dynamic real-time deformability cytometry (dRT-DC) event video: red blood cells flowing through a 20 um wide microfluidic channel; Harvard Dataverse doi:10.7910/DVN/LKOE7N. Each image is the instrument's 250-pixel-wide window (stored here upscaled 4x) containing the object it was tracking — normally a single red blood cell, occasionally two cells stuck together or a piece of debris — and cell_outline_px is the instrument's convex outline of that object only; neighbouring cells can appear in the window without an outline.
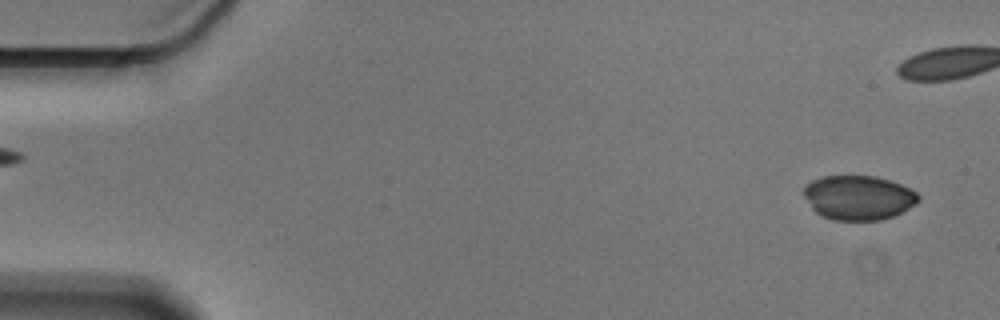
{"species": "Egyptian fruit bat (a non-hibernating species)", "species_latin": "Rousettus aegyptiacus", "temperature_condition": "cold", "stored_images_in_passage": 44, "camera_frame_rate_fps": 3000, "um_per_image_px": 0.085, "animal": {"sex": "male"}, "frame": {"image": 1, "passage_image": 2, "time_ms": 0.333, "image_size_px": [1000, 320], "cell_outline_px": [[920, 200], [916, 204], [892, 216], [880, 220], [832, 220], [820, 216], [812, 208], [804, 196], [804, 188], [812, 180], [824, 176], [876, 176], [900, 184], [916, 192], [920, 196]], "centroid_in_image_um": [72.96, 16.8], "position_along_channel_um": 12.0, "area_um2": 29.54}}
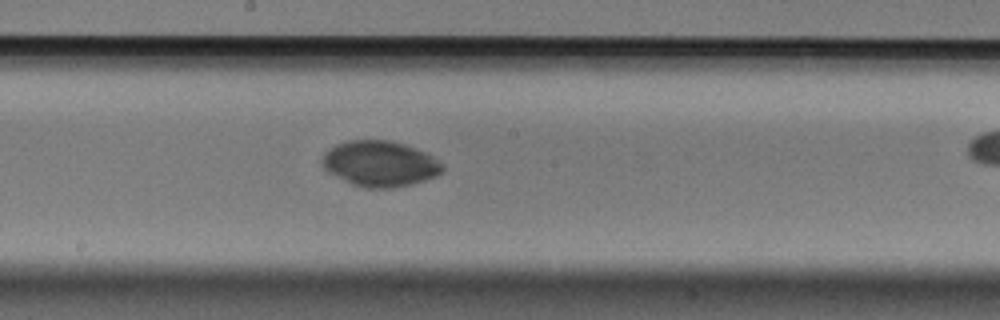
{"frame": {"image": 2, "passage_image": 29, "time_ms": 9.333, "image_size_px": [1000, 320], "cell_outline_px": [[444, 168], [436, 176], [412, 184], [392, 188], [364, 188], [352, 184], [328, 172], [324, 168], [324, 152], [336, 144], [348, 140], [388, 140], [404, 144], [424, 152], [432, 156], [444, 164]], "centroid_in_image_um": [32.3, 13.92], "position_along_channel_um": 215.9, "area_um2": 31.79}}
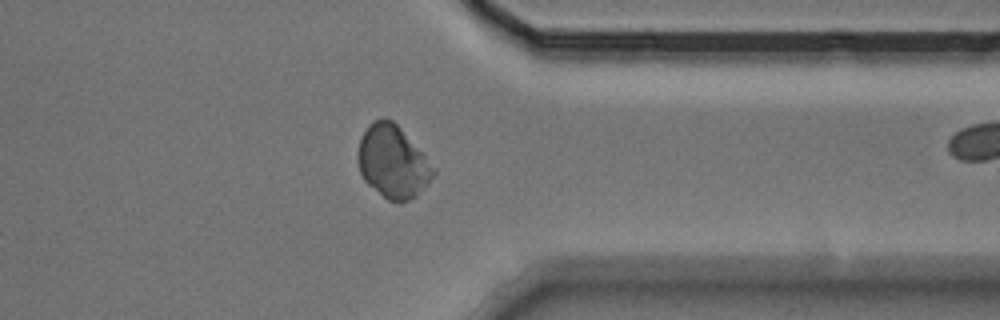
{"frame": {"image": 3, "passage_image": 43, "time_ms": 14.0, "image_size_px": [1000, 320], "cell_outline_px": [[436, 172], [428, 184], [416, 196], [400, 204], [388, 200], [368, 184], [364, 180], [360, 172], [360, 140], [368, 124], [372, 120], [384, 116], [392, 120], [400, 128], [436, 168]], "centroid_in_image_um": [33.42, 13.76], "position_along_channel_um": 378.0, "area_um2": 31.62}}